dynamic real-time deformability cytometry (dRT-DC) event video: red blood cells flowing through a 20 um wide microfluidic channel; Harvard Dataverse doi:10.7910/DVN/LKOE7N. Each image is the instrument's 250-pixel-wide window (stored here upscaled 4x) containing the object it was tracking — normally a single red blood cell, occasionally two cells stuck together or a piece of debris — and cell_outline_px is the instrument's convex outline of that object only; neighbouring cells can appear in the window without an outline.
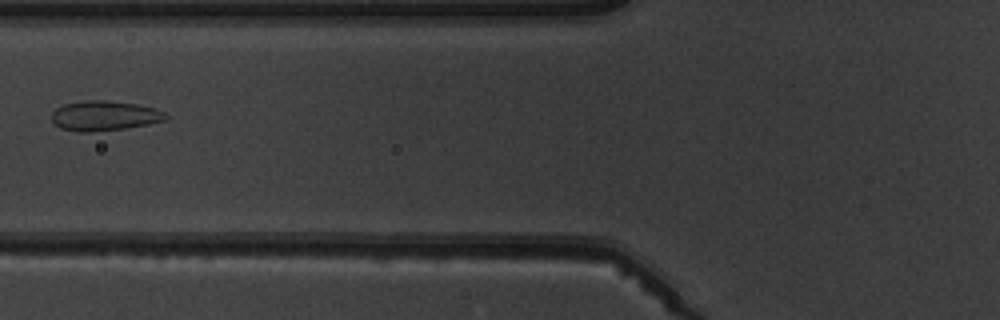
{"species": "common noctule bat (a hibernating species)", "species_latin": "Nyctalus noctula", "temperature_condition": "warm", "stored_images_in_passage": 7, "camera_frame_rate_fps": 3000, "um_per_image_px": 0.085, "animal": {"sex": "male", "body_mass_g": 19.5, "forearm_length_mm": 54.6}, "frame": {"image": 1, "passage_image": 7, "time_ms": 6.667, "image_size_px": [1000, 320], "cell_outline_px": [[168, 120], [148, 124], [124, 128], [92, 132], [80, 132], [60, 128], [52, 120], [52, 112], [56, 108], [64, 104], [84, 100], [104, 100], [136, 104], [152, 108], [164, 112], [168, 116]], "centroid_in_image_um": [8.86, 9.84], "position_along_channel_um": 116.9, "area_um2": 19.77}}